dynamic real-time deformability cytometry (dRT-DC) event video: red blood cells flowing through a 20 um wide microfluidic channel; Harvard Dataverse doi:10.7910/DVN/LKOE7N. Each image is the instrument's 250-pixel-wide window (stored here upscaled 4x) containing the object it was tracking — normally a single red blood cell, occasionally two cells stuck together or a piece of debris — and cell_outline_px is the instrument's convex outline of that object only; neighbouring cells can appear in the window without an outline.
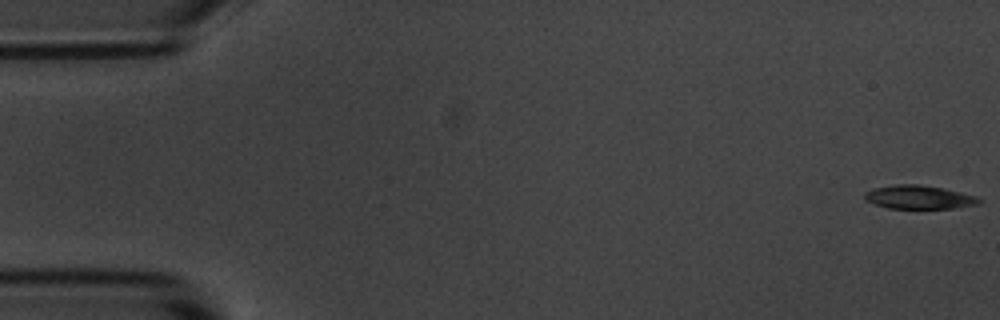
{"species": "common noctule bat (a hibernating species)", "species_latin": "Nyctalus noctula", "temperature_condition": "room temperature", "stored_images_in_passage": 15, "camera_frame_rate_fps": 3000, "um_per_image_px": 0.085, "animal": {"sex": "male", "body_mass_g": 20.1, "forearm_length_mm": 53.5}, "frame": {"image": 1, "passage_image": 1, "time_ms": 0.0, "image_size_px": [1000, 320], "cell_outline_px": [[984, 200], [980, 204], [952, 208], [888, 208], [864, 200], [864, 192], [872, 188], [900, 184], [916, 184], [944, 188], [976, 196]], "centroid_in_image_um": [78.12, 16.76], "position_along_channel_um": 6.9, "area_um2": 15.72}}
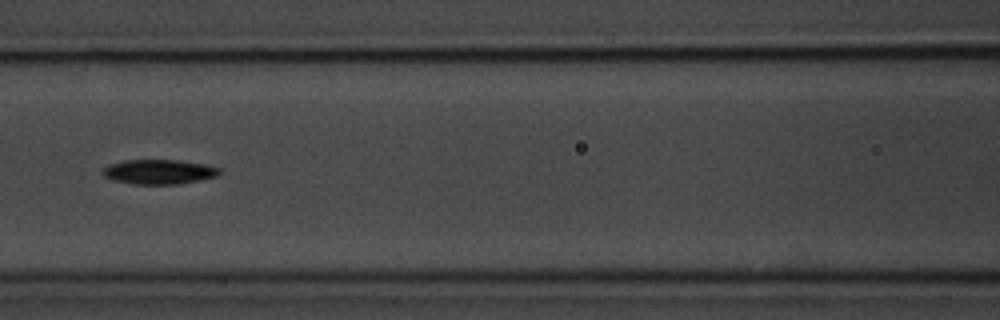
{"frame": {"image": 2, "passage_image": 7, "time_ms": 7.667, "image_size_px": [1000, 320], "cell_outline_px": [[220, 176], [200, 180], [176, 184], [136, 184], [112, 180], [104, 176], [100, 172], [108, 164], [124, 160], [176, 160], [208, 164], [220, 168]], "centroid_in_image_um": [13.52, 14.6], "position_along_channel_um": 153.1, "area_um2": 16.94}}
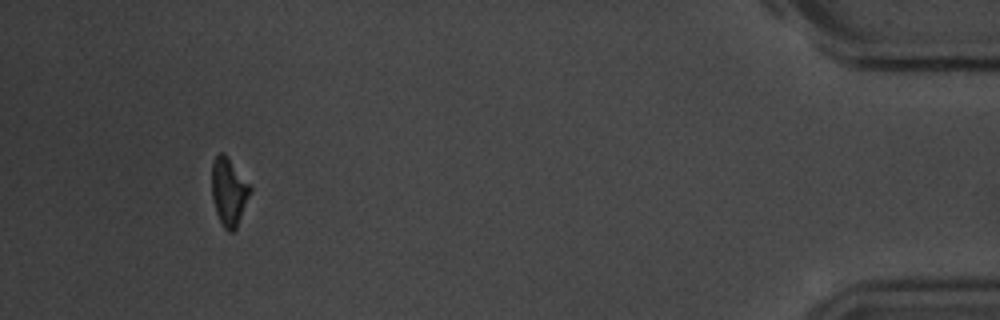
{"frame": {"image": 3, "passage_image": 14, "time_ms": 16.667, "image_size_px": [1000, 320], "cell_outline_px": [[252, 192], [236, 228], [232, 232], [228, 232], [224, 228], [216, 212], [212, 200], [212, 164], [216, 156], [220, 152], [224, 152], [252, 188]], "centroid_in_image_um": [19.46, 16.31], "position_along_channel_um": 415.7, "area_um2": 15.09}, "authors_computed_cell_mechanics": {"area_um2": 16.2418, "velocity_mm_per_s": 3.6906, "shape_relaxation_time_tau1_ms": 8.8112, "shape_relaxation_time_tau2_ms": null, "deformation_change_tau1": 0.1719, "deformation_change_tau2": null}}